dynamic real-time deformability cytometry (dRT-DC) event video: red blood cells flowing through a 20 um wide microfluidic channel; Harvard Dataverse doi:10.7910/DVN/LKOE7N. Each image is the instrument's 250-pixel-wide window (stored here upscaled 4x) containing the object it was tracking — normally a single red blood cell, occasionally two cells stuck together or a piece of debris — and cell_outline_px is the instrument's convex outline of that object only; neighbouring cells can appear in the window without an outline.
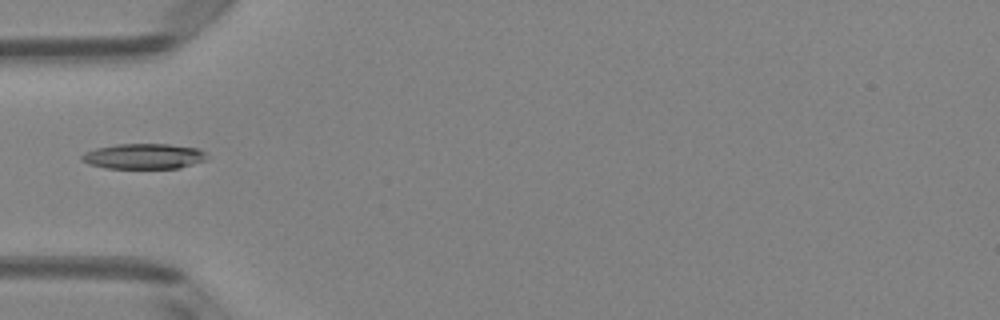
{"species": "Egyptian fruit bat (a non-hibernating species)", "species_latin": "Rousettus aegyptiacus", "temperature_condition": "room temperature", "stored_images_in_passage": 6, "camera_frame_rate_fps": 3000, "um_per_image_px": 0.085, "animal": {"sex": "female"}, "frame": {"image": 1, "passage_image": 5, "time_ms": 1.333, "image_size_px": [1000, 320], "cell_outline_px": [[204, 160], [180, 168], [104, 168], [88, 164], [80, 160], [80, 156], [84, 152], [96, 148], [116, 144], [168, 144], [196, 148], [204, 152]], "centroid_in_image_um": [12.12, 13.28], "position_along_channel_um": 72.9, "area_um2": 18.38}}
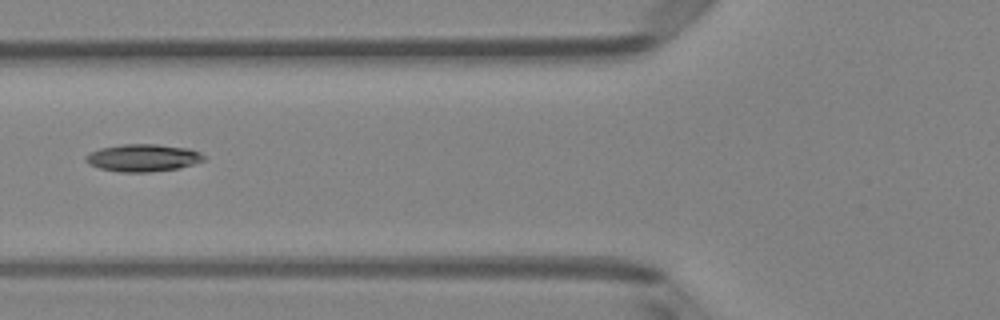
{"frame": {"image": 2, "passage_image": 6, "time_ms": 1.667, "image_size_px": [1000, 320], "cell_outline_px": [[208, 156], [204, 160], [180, 168], [148, 172], [120, 172], [100, 168], [88, 164], [84, 160], [84, 156], [100, 148], [124, 144], [156, 144], [188, 148], [200, 152]], "centroid_in_image_um": [12.16, 13.41], "position_along_channel_um": 113.6, "area_um2": 18.9}}